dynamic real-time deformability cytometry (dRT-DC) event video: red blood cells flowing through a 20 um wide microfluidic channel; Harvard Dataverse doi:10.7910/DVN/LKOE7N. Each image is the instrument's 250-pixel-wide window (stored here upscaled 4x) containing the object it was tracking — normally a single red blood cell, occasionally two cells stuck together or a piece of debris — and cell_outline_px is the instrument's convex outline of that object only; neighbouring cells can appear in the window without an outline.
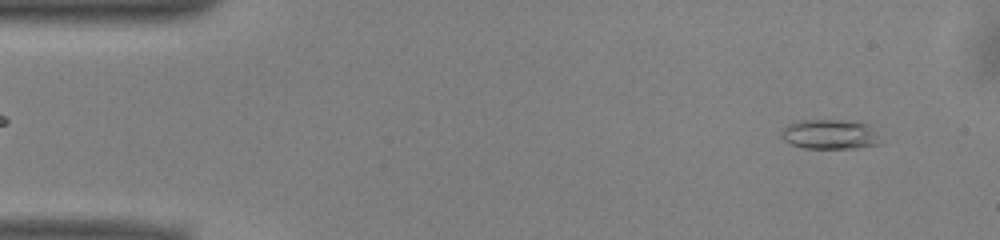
{"species": "common noctule bat (a hibernating species)", "species_latin": "Nyctalus noctula", "temperature_condition": "warm", "stored_images_in_passage": 48, "camera_frame_rate_fps": 3000, "um_per_image_px": 0.085, "animal": {"sex": "male", "body_mass_g": 13.0, "forearm_length_mm": 53.1}, "frame": {"image": 1, "passage_image": 4, "time_ms": 1.0, "image_size_px": [1000, 240], "cell_outline_px": [[880, 144], [856, 148], [804, 148], [788, 144], [780, 136], [780, 132], [788, 124], [796, 120], [856, 120], [868, 124]], "centroid_in_image_um": [70.45, 11.41], "position_along_channel_um": 14.5, "area_um2": 17.22}}
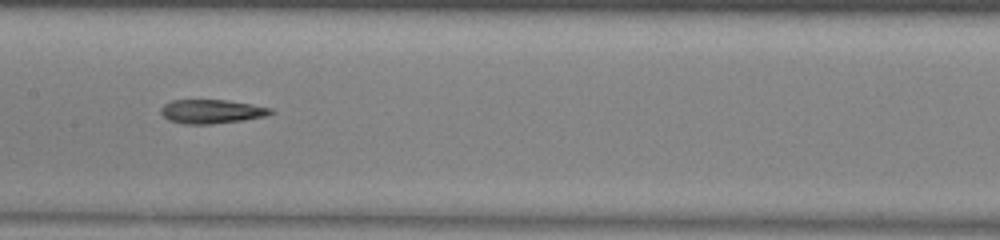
{"frame": {"image": 2, "passage_image": 25, "time_ms": 8.0, "image_size_px": [1000, 240], "cell_outline_px": [[276, 112], [264, 116], [244, 120], [212, 124], [184, 124], [168, 120], [160, 112], [160, 108], [164, 104], [172, 100], [228, 100], [252, 104], [272, 108]], "centroid_in_image_um": [17.99, 9.47], "position_along_channel_um": 189.4, "area_um2": 15.43}}
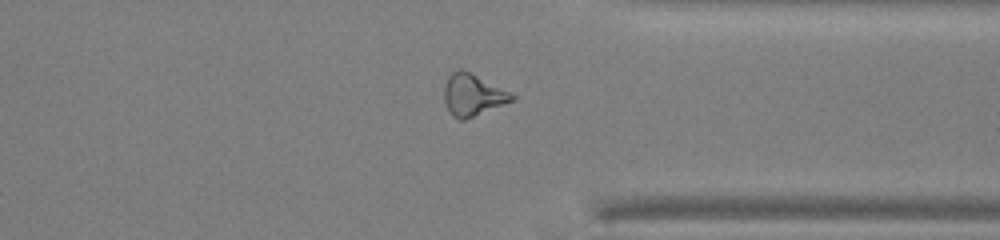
{"frame": {"image": 3, "passage_image": 39, "time_ms": 12.667, "image_size_px": [1000, 240], "cell_outline_px": [[516, 100], [464, 120], [460, 120], [452, 116], [444, 100], [444, 88], [448, 76], [452, 72], [460, 68], [472, 72], [516, 96]], "centroid_in_image_um": [40.19, 8.06], "position_along_channel_um": 371.2, "area_um2": 16.53}, "authors_computed_cell_mechanics": {"area_um2": 16.2418, "velocity_mm_per_s": 3.9764, "shape_relaxation_time_tau1_ms": 6.0218, "shape_relaxation_time_tau2_ms": 6.3392, "deformation_change_tau1": 0.201, "deformation_change_tau2": 0.191}}